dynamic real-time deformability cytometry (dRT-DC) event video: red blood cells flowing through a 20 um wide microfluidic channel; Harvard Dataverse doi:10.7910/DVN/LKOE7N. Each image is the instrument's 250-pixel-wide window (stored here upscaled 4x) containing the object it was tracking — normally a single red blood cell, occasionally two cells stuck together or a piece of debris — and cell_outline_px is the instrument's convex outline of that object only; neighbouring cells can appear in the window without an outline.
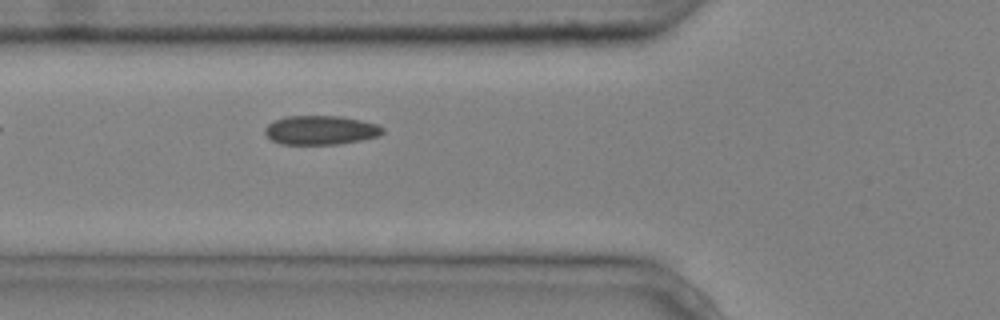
{"species": "common noctule bat (a hibernating species)", "species_latin": "Nyctalus noctula", "temperature_condition": "cold", "stored_images_in_passage": 5, "camera_frame_rate_fps": 3000, "um_per_image_px": 0.085, "animal": {"sex": "male", "body_mass_g": 20.4}, "frame": {"image": 1, "passage_image": 5, "time_ms": 1.333, "image_size_px": [1000, 320], "cell_outline_px": [[384, 132], [380, 136], [340, 144], [280, 144], [272, 140], [264, 132], [264, 128], [272, 120], [284, 116], [340, 116], [360, 120], [376, 124], [384, 128]], "centroid_in_image_um": [27.24, 11.06], "position_along_channel_um": 98.6, "area_um2": 20.06}}